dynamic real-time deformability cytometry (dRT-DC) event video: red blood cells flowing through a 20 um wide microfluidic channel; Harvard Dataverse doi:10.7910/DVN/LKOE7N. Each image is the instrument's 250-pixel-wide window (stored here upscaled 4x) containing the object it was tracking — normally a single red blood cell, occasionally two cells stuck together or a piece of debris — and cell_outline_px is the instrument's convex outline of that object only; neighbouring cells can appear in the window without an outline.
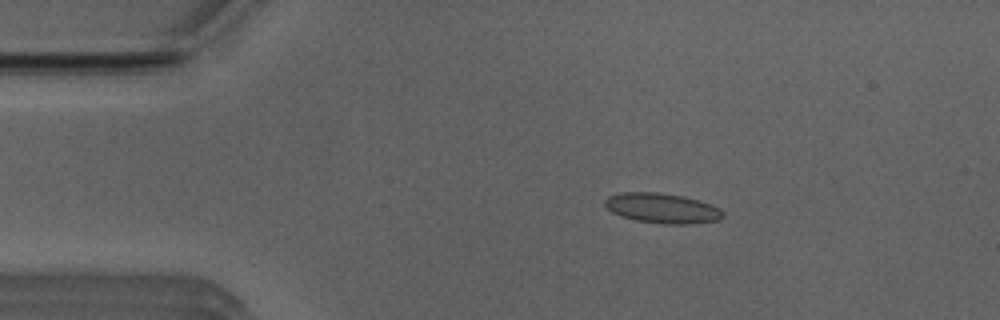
{"species": "Egyptian fruit bat (a non-hibernating species)", "species_latin": "Rousettus aegyptiacus", "temperature_condition": "room temperature", "stored_images_in_passage": 50, "camera_frame_rate_fps": 3000, "um_per_image_px": 0.085, "animal": {"sex": "male"}, "frame": {"image": 1, "passage_image": 8, "time_ms": 2.333, "image_size_px": [1000, 320], "cell_outline_px": [[724, 216], [720, 220], [688, 224], [664, 224], [636, 220], [620, 216], [612, 212], [604, 204], [604, 200], [608, 196], [620, 192], [660, 192], [684, 196], [720, 208], [724, 212]], "centroid_in_image_um": [56.27, 17.69], "position_along_channel_um": 28.7, "area_um2": 20.69}}
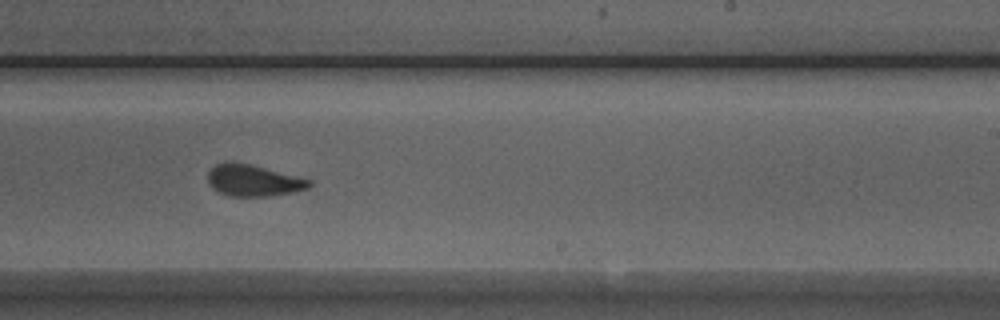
{"frame": {"image": 2, "passage_image": 30, "time_ms": 9.667, "image_size_px": [1000, 320], "cell_outline_px": [[312, 184], [308, 188], [292, 192], [268, 196], [228, 196], [212, 188], [208, 184], [208, 172], [216, 164], [224, 160], [232, 160], [252, 164], [312, 180]], "centroid_in_image_um": [21.49, 15.31], "position_along_channel_um": 267.5, "area_um2": 18.9}}
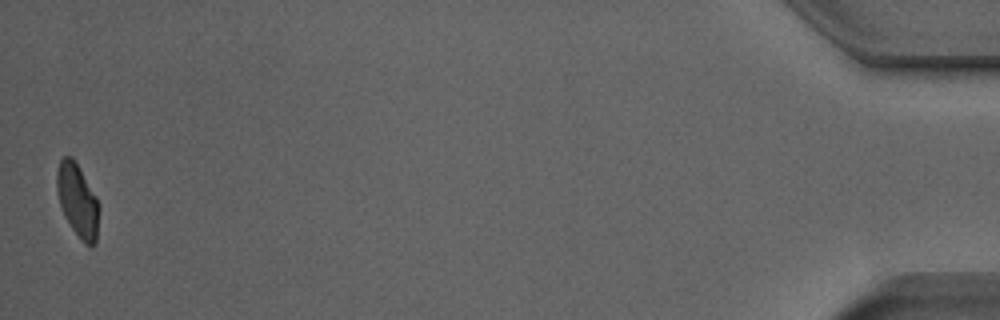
{"frame": {"image": 3, "passage_image": 50, "time_ms": 16.333, "image_size_px": [1000, 320], "cell_outline_px": [[96, 244], [92, 248], [84, 244], [80, 240], [64, 216], [56, 192], [56, 172], [60, 160], [64, 156], [72, 156], [80, 168], [96, 196]], "centroid_in_image_um": [6.54, 17.02], "position_along_channel_um": 428.7, "area_um2": 17.69}, "authors_computed_cell_mechanics": {"area_um2": 19.1896, "velocity_mm_per_s": 3.9419, "shape_relaxation_time_tau1_ms": null, "shape_relaxation_time_tau2_ms": 0.8598, "deformation_change_tau1": null, "deformation_change_tau2": 0.0542}}